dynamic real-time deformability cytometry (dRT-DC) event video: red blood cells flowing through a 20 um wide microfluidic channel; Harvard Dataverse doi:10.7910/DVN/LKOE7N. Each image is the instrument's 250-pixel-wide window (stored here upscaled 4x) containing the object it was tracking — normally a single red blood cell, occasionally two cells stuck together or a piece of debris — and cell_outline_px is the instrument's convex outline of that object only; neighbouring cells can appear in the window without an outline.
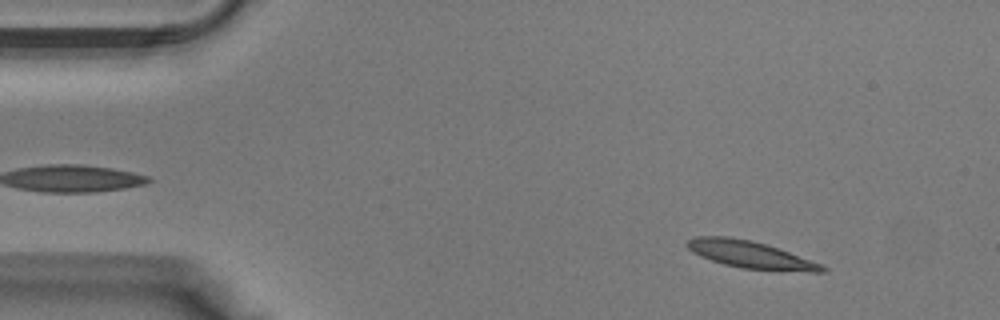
{"species": "Egyptian fruit bat (a non-hibernating species)", "species_latin": "Rousettus aegyptiacus", "temperature_condition": "warm", "stored_images_in_passage": 39, "segment_of_instrument_passage": [1, 2], "camera_frame_rate_fps": 3000, "um_per_image_px": 0.085, "animal": {"sex": "male"}, "frame": {"image": 1, "passage_image": 4, "time_ms": 1.0, "image_size_px": [1000, 320], "cell_outline_px": [[828, 272], [812, 272], [740, 268], [724, 264], [700, 256], [692, 252], [684, 244], [688, 240], [696, 236], [728, 236], [752, 240], [824, 264], [828, 268]], "centroid_in_image_um": [63.79, 21.65], "position_along_channel_um": 21.2, "area_um2": 21.39}}
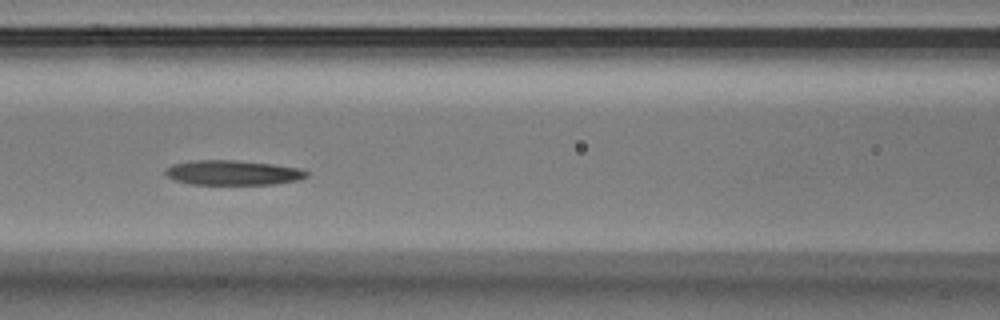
{"frame": {"image": 2, "passage_image": 16, "time_ms": 5.0, "image_size_px": [1000, 320], "cell_outline_px": [[308, 176], [300, 180], [276, 184], [192, 184], [172, 180], [164, 172], [172, 164], [192, 160], [236, 160], [272, 164], [300, 168], [308, 172]], "centroid_in_image_um": [19.81, 14.68], "position_along_channel_um": 146.8, "area_um2": 20.46}}
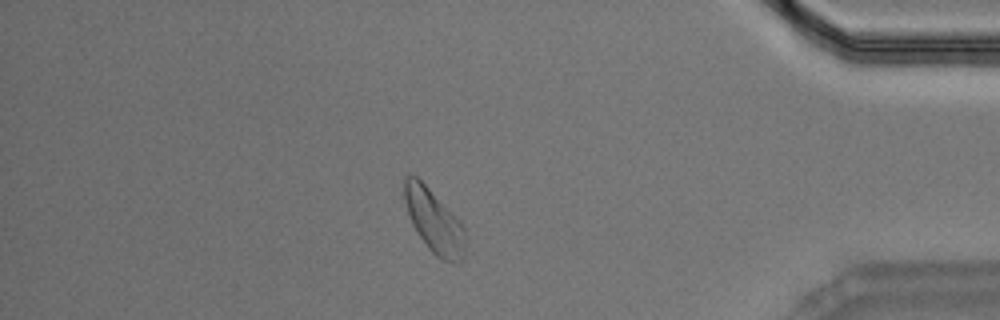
{"frame": {"image": 3, "passage_image": 33, "time_ms": 10.667, "image_size_px": [1000, 320], "cell_outline_px": [[464, 256], [460, 264], [444, 260], [436, 256], [432, 252], [416, 232], [412, 224], [404, 200], [404, 176], [416, 176], [460, 220], [464, 228]], "centroid_in_image_um": [36.9, 18.82], "position_along_channel_um": 398.3, "area_um2": 22.2}}